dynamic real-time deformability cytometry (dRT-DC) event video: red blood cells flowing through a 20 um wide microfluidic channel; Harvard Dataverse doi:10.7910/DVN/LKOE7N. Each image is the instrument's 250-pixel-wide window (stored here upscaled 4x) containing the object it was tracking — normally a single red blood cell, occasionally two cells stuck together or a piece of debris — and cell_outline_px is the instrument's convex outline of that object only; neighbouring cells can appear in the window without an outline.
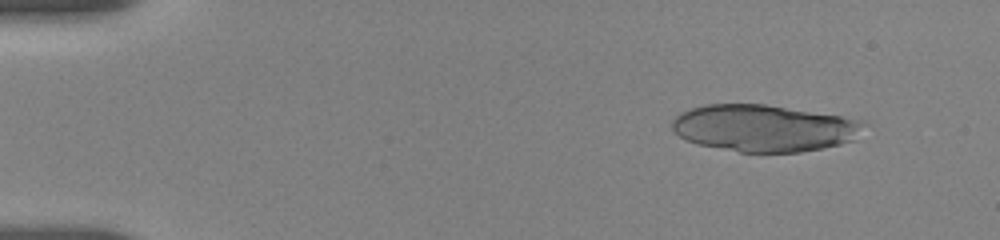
{"species": "human", "species_latin": "Homo sapiens", "temperature_condition": "room temperature", "stored_images_in_passage": 5, "camera_frame_rate_fps": 3000, "um_per_image_px": 0.085, "donor": {"sex": "female"}, "frame": {"image": 1, "passage_image": 1, "time_ms": 0.0, "image_size_px": [1000, 240], "cell_outline_px": [[868, 124], [856, 140], [840, 144], [800, 152], [740, 152], [696, 144], [684, 140], [672, 128], [672, 120], [680, 112], [688, 108], [704, 104], [764, 104], [840, 116], [864, 120]], "centroid_in_image_um": [64.95, 10.89], "position_along_channel_um": 20.1, "area_um2": 52.71}}